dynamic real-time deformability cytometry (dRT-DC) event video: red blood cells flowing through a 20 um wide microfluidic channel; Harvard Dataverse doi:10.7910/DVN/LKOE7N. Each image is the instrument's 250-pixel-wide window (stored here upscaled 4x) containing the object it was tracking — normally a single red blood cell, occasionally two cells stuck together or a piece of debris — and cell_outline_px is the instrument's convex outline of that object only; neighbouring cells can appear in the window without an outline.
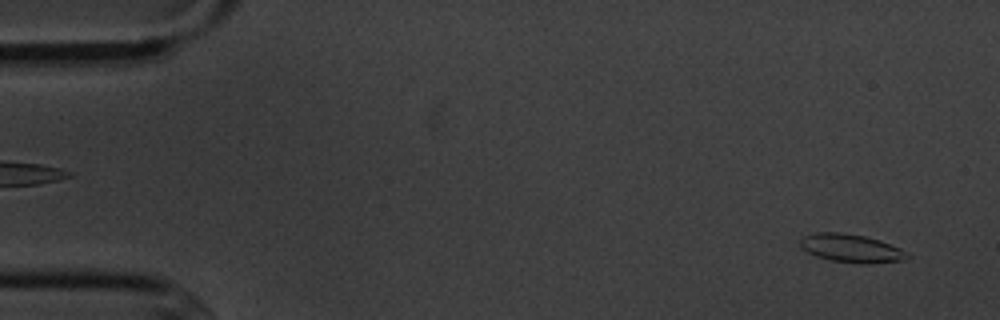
{"species": "common noctule bat (a hibernating species)", "species_latin": "Nyctalus noctula", "temperature_condition": "cold", "stored_images_in_passage": 4, "camera_frame_rate_fps": 3000, "um_per_image_px": 0.085, "animal": {"sex": "male", "body_mass_g": 20.1, "forearm_length_mm": 53.5}, "frame": {"image": 1, "passage_image": 4, "time_ms": 4.333, "image_size_px": [1000, 320], "cell_outline_px": [[912, 256], [904, 260], [868, 264], [860, 264], [832, 260], [816, 256], [800, 248], [800, 240], [804, 236], [816, 232], [844, 232], [864, 236], [880, 240], [900, 248], [908, 252]], "centroid_in_image_um": [72.38, 21.1], "position_along_channel_um": 12.6, "area_um2": 17.8}}